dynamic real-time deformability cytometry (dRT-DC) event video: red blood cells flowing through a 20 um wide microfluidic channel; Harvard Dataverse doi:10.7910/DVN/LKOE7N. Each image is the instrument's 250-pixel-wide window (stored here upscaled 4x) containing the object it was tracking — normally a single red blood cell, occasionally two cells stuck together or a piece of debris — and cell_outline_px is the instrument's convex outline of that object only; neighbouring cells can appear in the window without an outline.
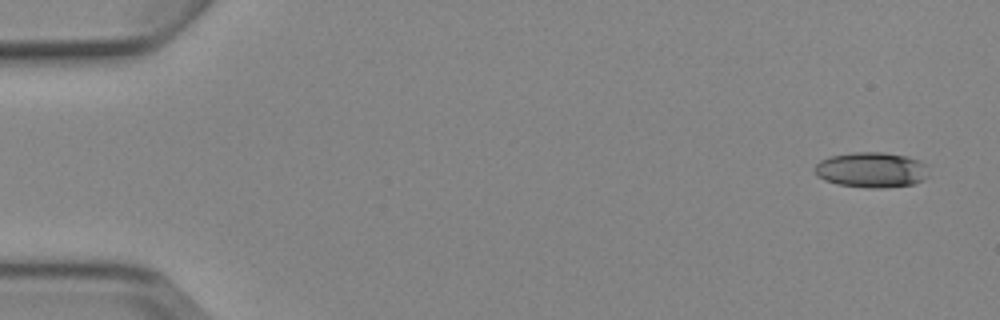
{"species": "Egyptian fruit bat (a non-hibernating species)", "species_latin": "Rousettus aegyptiacus", "temperature_condition": "cold", "stored_images_in_passage": 4, "camera_frame_rate_fps": 3000, "um_per_image_px": 0.085, "animal": {"sex": "female"}, "frame": {"image": 1, "passage_image": 1, "time_ms": 0.0, "image_size_px": [1000, 320], "cell_outline_px": [[928, 176], [924, 180], [912, 184], [884, 188], [868, 188], [840, 184], [824, 180], [816, 176], [812, 168], [820, 160], [828, 156], [852, 152], [884, 152], [908, 156], [920, 160], [928, 164]], "centroid_in_image_um": [74.08, 14.42], "position_along_channel_um": 10.9, "area_um2": 23.99}}
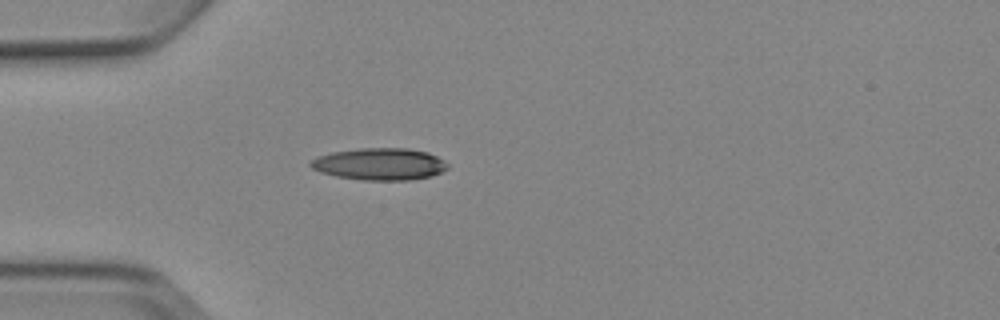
{"frame": {"image": 2, "passage_image": 4, "time_ms": 4.333, "image_size_px": [1000, 320], "cell_outline_px": [[448, 168], [440, 172], [428, 176], [408, 180], [360, 180], [336, 176], [320, 172], [312, 168], [308, 164], [316, 156], [332, 152], [360, 148], [408, 148], [428, 152], [444, 160], [448, 164]], "centroid_in_image_um": [32.24, 13.94], "position_along_channel_um": 52.8, "area_um2": 25.55}}